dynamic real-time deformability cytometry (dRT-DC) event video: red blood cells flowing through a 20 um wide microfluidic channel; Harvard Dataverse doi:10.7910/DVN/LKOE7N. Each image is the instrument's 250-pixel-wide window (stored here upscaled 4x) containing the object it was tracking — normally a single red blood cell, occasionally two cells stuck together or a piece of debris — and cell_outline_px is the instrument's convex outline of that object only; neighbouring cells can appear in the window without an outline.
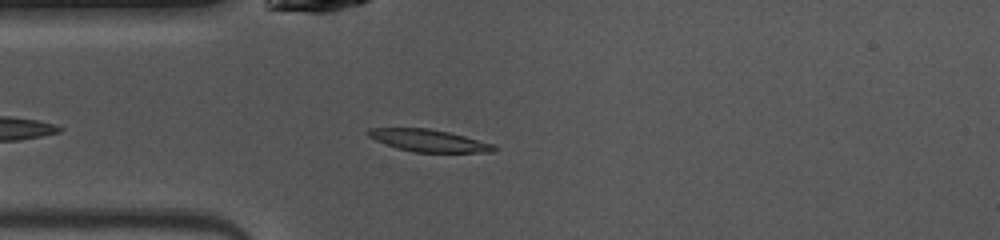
{"species": "common noctule bat (a hibernating species)", "species_latin": "Nyctalus noctula", "temperature_condition": "warm", "stored_images_in_passage": 36, "camera_frame_rate_fps": 3000, "um_per_image_px": 0.085, "animal": {"sex": "female", "body_mass_g": 10.0, "forearm_length_mm": 53.1}, "frame": {"image": 1, "passage_image": 2, "time_ms": 0.333, "image_size_px": [1000, 240], "cell_outline_px": [[500, 148], [492, 152], [412, 152], [396, 148], [376, 140], [368, 136], [364, 132], [368, 128], [428, 128], [448, 132], [496, 144]], "centroid_in_image_um": [36.46, 11.95], "position_along_channel_um": 48.5, "area_um2": 16.42}}
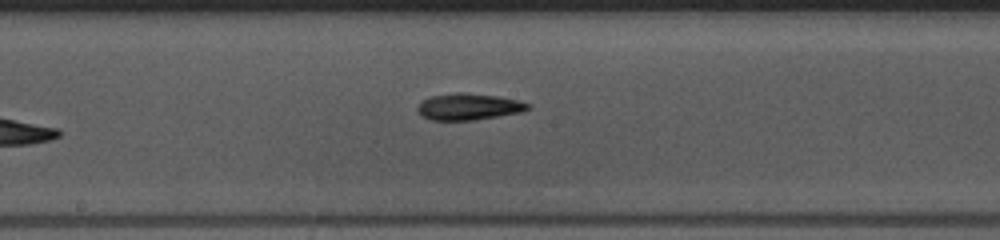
{"frame": {"image": 2, "passage_image": 14, "time_ms": 4.333, "image_size_px": [1000, 240], "cell_outline_px": [[532, 108], [520, 112], [472, 120], [432, 120], [424, 116], [416, 108], [428, 96], [456, 92], [464, 92], [496, 96], [520, 100], [532, 104]], "centroid_in_image_um": [39.88, 9.05], "position_along_channel_um": 208.3, "area_um2": 16.99}}
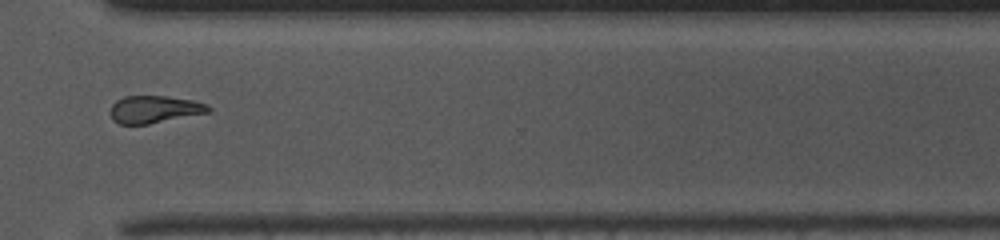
{"frame": {"image": 3, "passage_image": 25, "time_ms": 8.0, "image_size_px": [1000, 240], "cell_outline_px": [[212, 112], [148, 124], [120, 124], [112, 120], [112, 104], [116, 100], [124, 96], [168, 96], [192, 100], [208, 104], [212, 108]], "centroid_in_image_um": [13.18, 9.29], "position_along_channel_um": 357.4, "area_um2": 15.72}, "authors_computed_cell_mechanics": {"area_um2": 16.7909, "velocity_mm_per_s": 4.0765, "shape_relaxation_time_tau1_ms": 4.0699, "shape_relaxation_time_tau2_ms": 7.8308, "deformation_change_tau1": 0.1644, "deformation_change_tau2": 0.1639}}